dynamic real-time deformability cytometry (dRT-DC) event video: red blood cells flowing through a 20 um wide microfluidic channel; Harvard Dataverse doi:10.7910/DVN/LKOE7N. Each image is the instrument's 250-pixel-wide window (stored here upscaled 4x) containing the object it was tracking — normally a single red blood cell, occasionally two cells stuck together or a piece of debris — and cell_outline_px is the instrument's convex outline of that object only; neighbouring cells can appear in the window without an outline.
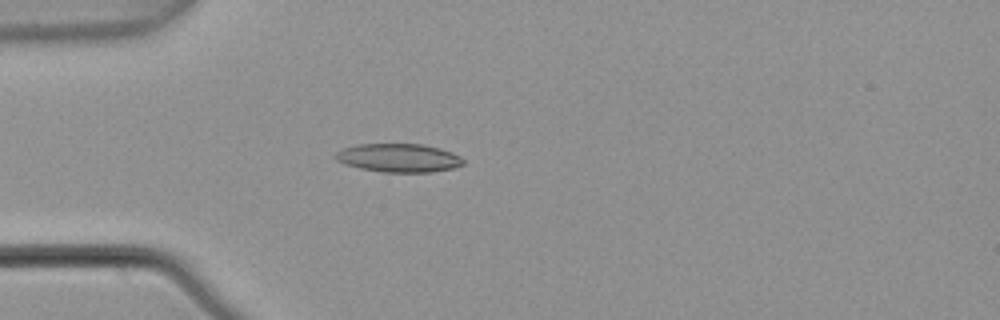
{"species": "common noctule bat (a hibernating species)", "species_latin": "Nyctalus noctula", "temperature_condition": "warm", "stored_images_in_passage": 5, "camera_frame_rate_fps": 3000, "um_per_image_px": 0.085, "animal": {"sex": "male", "body_mass_g": 21.5, "forearm_length_mm": 52.0}, "frame": {"image": 1, "passage_image": 5, "time_ms": 1.333, "image_size_px": [1000, 320], "cell_outline_px": [[464, 164], [452, 168], [432, 172], [380, 172], [360, 168], [344, 164], [336, 160], [332, 156], [336, 152], [344, 148], [356, 144], [420, 144], [440, 148], [452, 152], [460, 156], [464, 160]], "centroid_in_image_um": [33.86, 13.42], "position_along_channel_um": 51.1, "area_um2": 21.33}}